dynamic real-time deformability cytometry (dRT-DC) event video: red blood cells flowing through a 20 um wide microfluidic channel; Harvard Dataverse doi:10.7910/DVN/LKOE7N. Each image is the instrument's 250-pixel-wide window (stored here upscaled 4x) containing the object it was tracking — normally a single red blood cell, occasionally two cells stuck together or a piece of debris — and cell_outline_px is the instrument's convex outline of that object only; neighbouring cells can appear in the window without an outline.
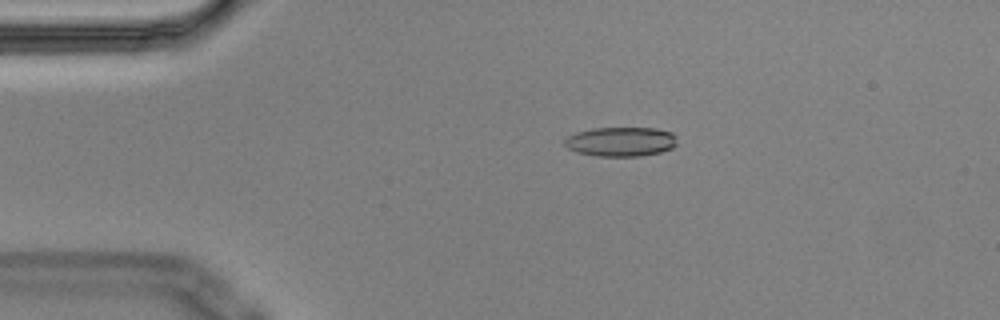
{"species": "Egyptian fruit bat (a non-hibernating species)", "species_latin": "Rousettus aegyptiacus", "temperature_condition": "cold", "stored_images_in_passage": 5, "camera_frame_rate_fps": 3000, "um_per_image_px": 0.085, "animal": {"sex": "male"}, "frame": {"image": 1, "passage_image": 3, "time_ms": 0.667, "image_size_px": [1000, 320], "cell_outline_px": [[676, 144], [672, 148], [660, 152], [640, 156], [596, 156], [576, 152], [568, 148], [564, 144], [564, 140], [568, 136], [576, 132], [592, 128], [656, 128], [672, 132], [676, 136]], "centroid_in_image_um": [52.77, 12.04], "position_along_channel_um": 32.2, "area_um2": 19.36}}
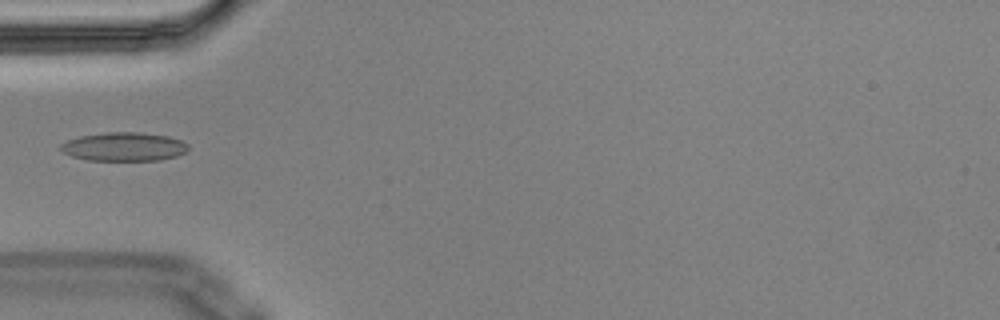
{"frame": {"image": 2, "passage_image": 5, "time_ms": 1.333, "image_size_px": [1000, 320], "cell_outline_px": [[188, 148], [184, 152], [176, 156], [160, 160], [88, 160], [72, 156], [64, 152], [60, 148], [60, 144], [68, 140], [80, 136], [108, 132], [140, 132], [168, 136], [180, 140], [188, 144]], "centroid_in_image_um": [10.54, 12.46], "position_along_channel_um": 74.5, "area_um2": 21.15}}